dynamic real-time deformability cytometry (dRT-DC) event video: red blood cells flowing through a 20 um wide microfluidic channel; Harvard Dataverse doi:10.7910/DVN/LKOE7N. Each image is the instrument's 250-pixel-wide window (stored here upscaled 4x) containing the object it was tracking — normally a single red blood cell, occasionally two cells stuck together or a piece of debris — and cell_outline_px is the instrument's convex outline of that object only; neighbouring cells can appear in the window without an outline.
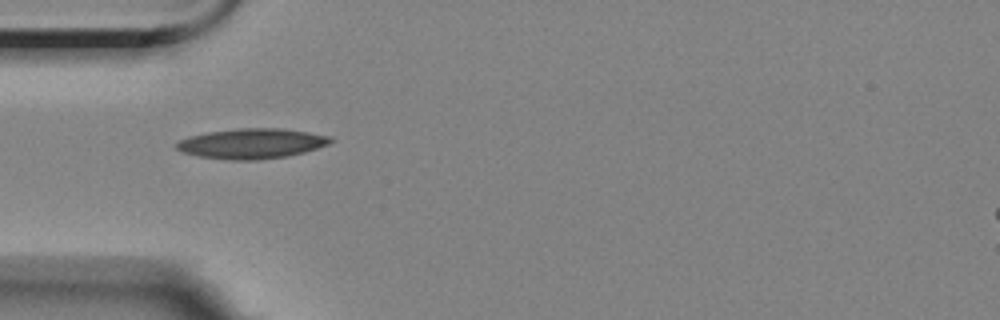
{"species": "Egyptian fruit bat (a non-hibernating species)", "species_latin": "Rousettus aegyptiacus", "temperature_condition": "room temperature", "stored_images_in_passage": 2, "camera_frame_rate_fps": 3000, "um_per_image_px": 0.085, "animal": {"sex": "female"}, "frame": {"image": 1, "passage_image": 1, "time_ms": 0.0, "image_size_px": [1000, 320], "cell_outline_px": [[336, 140], [328, 144], [304, 152], [288, 156], [260, 160], [228, 160], [200, 156], [184, 152], [176, 148], [176, 144], [180, 140], [192, 136], [208, 132], [236, 128], [280, 128], [308, 132], [332, 136]], "centroid_in_image_um": [21.46, 12.2], "position_along_channel_um": 63.5, "area_um2": 26.99}}
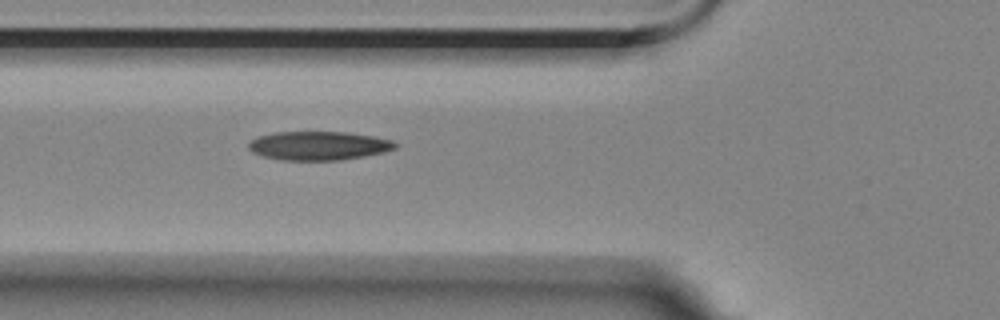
{"frame": {"image": 2, "passage_image": 2, "time_ms": 1.0, "image_size_px": [1000, 320], "cell_outline_px": [[400, 144], [396, 148], [384, 152], [364, 156], [340, 160], [280, 160], [264, 156], [252, 152], [248, 148], [248, 144], [252, 140], [260, 136], [276, 132], [348, 132], [372, 136], [392, 140]], "centroid_in_image_um": [27.12, 12.38], "position_along_channel_um": 98.7, "area_um2": 24.57}}